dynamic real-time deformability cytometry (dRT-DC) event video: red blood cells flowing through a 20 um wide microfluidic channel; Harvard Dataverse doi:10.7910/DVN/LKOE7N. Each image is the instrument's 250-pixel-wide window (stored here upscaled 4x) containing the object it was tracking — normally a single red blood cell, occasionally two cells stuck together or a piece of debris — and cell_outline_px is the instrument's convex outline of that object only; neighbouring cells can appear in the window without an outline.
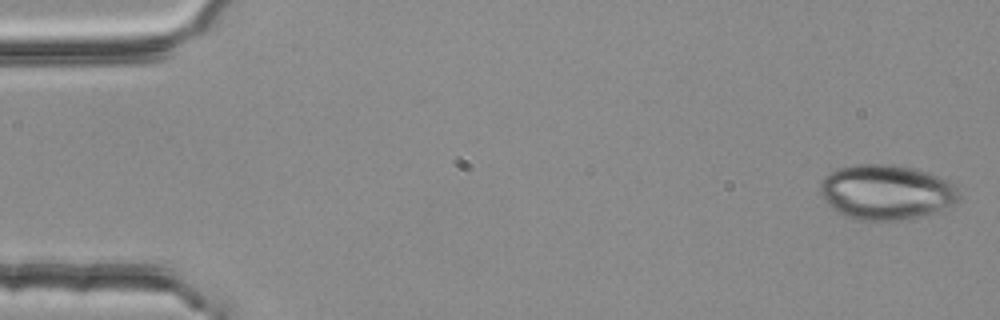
{"species": "common noctule bat (a hibernating species)", "species_latin": "Nyctalus noctula", "temperature_condition": "room temperature", "stored_images_in_passage": 3, "camera_frame_rate_fps": 3000, "um_per_image_px": 0.085, "animal": {"sex": "female", "body_mass_g": 25.1}, "frame": {"image": 1, "passage_image": 1, "time_ms": 0.0, "image_size_px": [1000, 320], "cell_outline_px": [[960, 200], [940, 212], [900, 220], [856, 220], [844, 216], [836, 212], [828, 204], [820, 192], [820, 184], [824, 176], [828, 172], [840, 168], [856, 164], [888, 164], [916, 168], [928, 172], [956, 184], [960, 196]], "centroid_in_image_um": [75.36, 16.33], "position_along_channel_um": 9.6, "area_um2": 44.97}}